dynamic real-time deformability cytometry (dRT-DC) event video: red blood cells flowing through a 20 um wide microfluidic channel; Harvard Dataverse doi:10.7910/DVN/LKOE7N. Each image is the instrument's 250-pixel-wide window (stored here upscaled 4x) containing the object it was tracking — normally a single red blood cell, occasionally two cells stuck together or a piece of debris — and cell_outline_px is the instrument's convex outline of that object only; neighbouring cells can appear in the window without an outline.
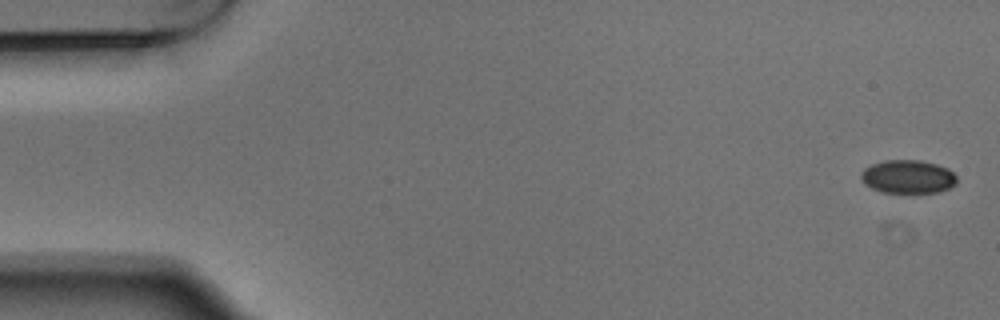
{"species": "Egyptian fruit bat (a non-hibernating species)", "species_latin": "Rousettus aegyptiacus", "temperature_condition": "warm", "stored_images_in_passage": 6, "camera_frame_rate_fps": 3000, "um_per_image_px": 0.085, "animal": {"sex": "male"}, "frame": {"image": 1, "passage_image": 1, "time_ms": 0.0, "image_size_px": [1000, 320], "cell_outline_px": [[956, 184], [940, 192], [880, 192], [864, 184], [860, 176], [860, 172], [864, 168], [872, 164], [884, 160], [920, 160], [936, 164], [948, 168], [956, 176]], "centroid_in_image_um": [77.15, 15.01], "position_along_channel_um": 7.9, "area_um2": 18.67}}